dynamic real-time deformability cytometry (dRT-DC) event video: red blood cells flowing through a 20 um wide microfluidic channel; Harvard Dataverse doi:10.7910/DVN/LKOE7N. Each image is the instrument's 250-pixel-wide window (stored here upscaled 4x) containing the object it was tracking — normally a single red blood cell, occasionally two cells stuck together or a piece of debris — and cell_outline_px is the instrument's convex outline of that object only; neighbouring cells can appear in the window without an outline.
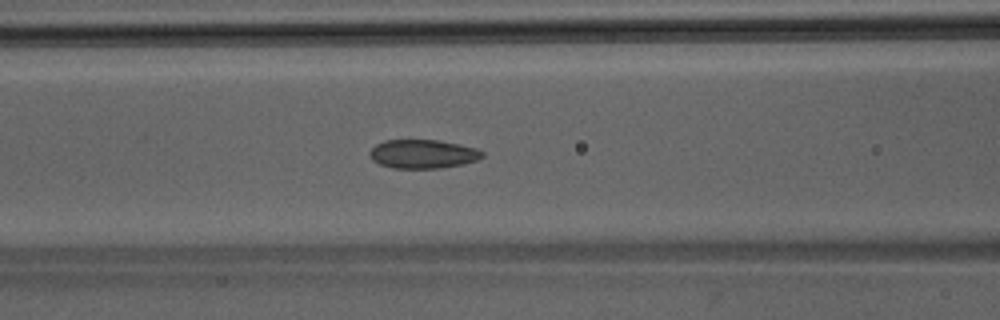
{"species": "Egyptian fruit bat (a non-hibernating species)", "species_latin": "Rousettus aegyptiacus", "temperature_condition": "room temperature", "stored_images_in_passage": 48, "camera_frame_rate_fps": 3000, "um_per_image_px": 0.085, "animal": {"sex": "male"}, "frame": {"image": 1, "passage_image": 20, "time_ms": 6.333, "image_size_px": [1000, 320], "cell_outline_px": [[484, 156], [476, 160], [460, 164], [440, 168], [392, 168], [380, 164], [372, 160], [368, 152], [376, 144], [384, 140], [440, 140], [460, 144], [476, 148], [484, 152]], "centroid_in_image_um": [35.93, 13.08], "position_along_channel_um": 130.7, "area_um2": 18.9}}
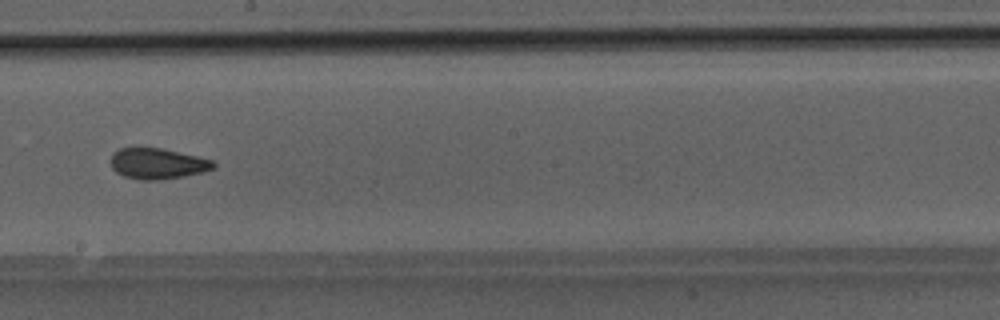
{"frame": {"image": 2, "passage_image": 27, "time_ms": 8.667, "image_size_px": [1000, 320], "cell_outline_px": [[216, 168], [204, 172], [184, 176], [160, 180], [140, 180], [124, 176], [116, 172], [112, 168], [112, 152], [120, 148], [136, 144], [160, 148], [196, 156], [212, 160], [216, 164]], "centroid_in_image_um": [13.36, 13.87], "position_along_channel_um": 234.8, "area_um2": 18.96}}
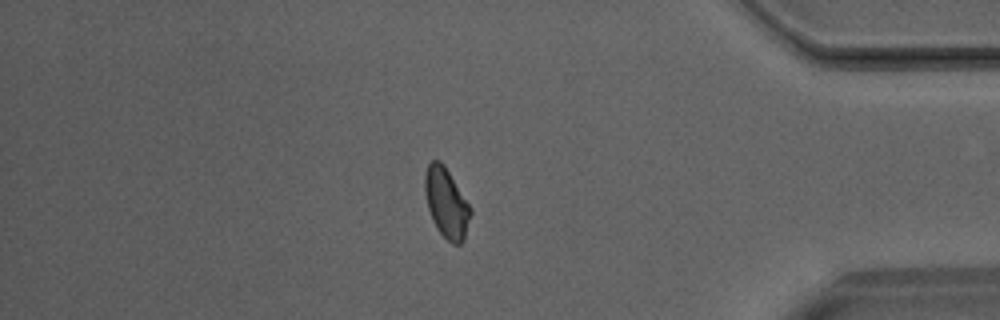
{"frame": {"image": 3, "passage_image": 40, "time_ms": 13.0, "image_size_px": [1000, 320], "cell_outline_px": [[472, 212], [464, 240], [460, 244], [452, 244], [436, 228], [432, 220], [428, 208], [424, 192], [424, 176], [428, 164], [432, 160], [440, 160], [444, 164], [472, 208]], "centroid_in_image_um": [37.94, 17.24], "position_along_channel_um": 397.3, "area_um2": 18.73}}